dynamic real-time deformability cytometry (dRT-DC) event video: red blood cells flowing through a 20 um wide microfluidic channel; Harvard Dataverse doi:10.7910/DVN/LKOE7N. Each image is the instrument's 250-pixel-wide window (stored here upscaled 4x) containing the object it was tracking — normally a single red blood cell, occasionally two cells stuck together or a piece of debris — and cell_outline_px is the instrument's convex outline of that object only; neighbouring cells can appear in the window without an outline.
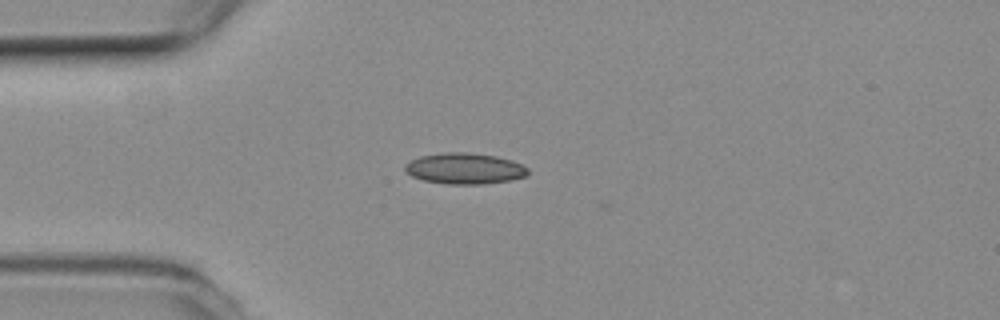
{"species": "common noctule bat (a hibernating species)", "species_latin": "Nyctalus noctula", "temperature_condition": "room temperature", "stored_images_in_passage": 3, "camera_frame_rate_fps": 3000, "um_per_image_px": 0.085, "animal": {"sex": "female", "body_mass_g": 19.3, "forearm_length_mm": 54.1}, "frame": {"image": 1, "passage_image": 1, "time_ms": 0.0, "image_size_px": [1000, 320], "cell_outline_px": [[528, 172], [524, 176], [512, 180], [484, 184], [448, 184], [424, 180], [412, 176], [404, 168], [404, 164], [420, 156], [444, 152], [468, 152], [496, 156], [512, 160], [528, 168]], "centroid_in_image_um": [39.5, 14.32], "position_along_channel_um": 45.5, "area_um2": 22.14}}